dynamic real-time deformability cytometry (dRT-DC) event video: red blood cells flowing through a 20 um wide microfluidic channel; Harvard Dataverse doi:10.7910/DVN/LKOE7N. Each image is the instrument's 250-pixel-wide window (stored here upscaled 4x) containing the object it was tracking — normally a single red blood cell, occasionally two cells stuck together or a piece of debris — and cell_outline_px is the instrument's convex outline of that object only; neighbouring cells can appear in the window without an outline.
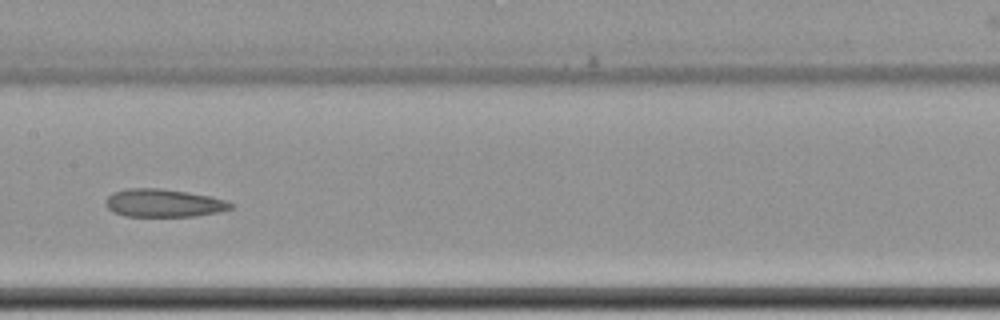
{"species": "common noctule bat (a hibernating species)", "species_latin": "Nyctalus noctula", "temperature_condition": "cold", "stored_images_in_passage": 11, "camera_frame_rate_fps": 3000, "um_per_image_px": 0.085, "animal": {"sex": "female", "body_mass_g": 22.7, "forearm_length_mm": 54.2}, "frame": {"image": 1, "passage_image": 10, "time_ms": 12.0, "image_size_px": [1000, 320], "cell_outline_px": [[236, 208], [220, 212], [196, 216], [124, 216], [112, 212], [104, 204], [104, 200], [112, 192], [128, 188], [160, 188], [188, 192], [228, 200], [236, 204]], "centroid_in_image_um": [13.94, 17.26], "position_along_channel_um": 193.5, "area_um2": 20.81}}
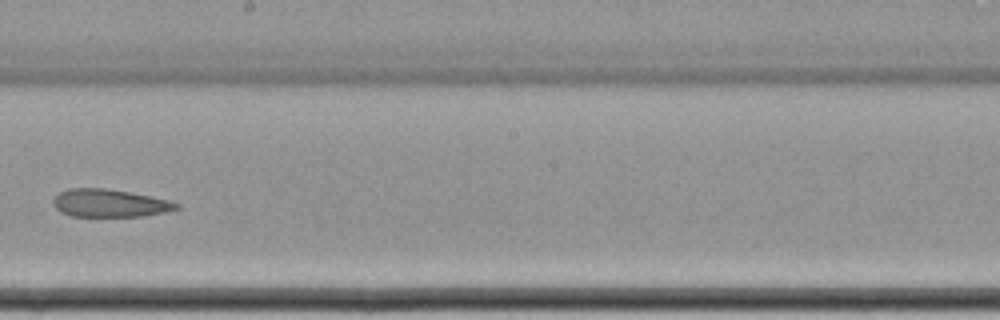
{"frame": {"image": 2, "passage_image": 11, "time_ms": 13.333, "image_size_px": [1000, 320], "cell_outline_px": [[180, 208], [164, 212], [144, 216], [72, 216], [60, 212], [52, 204], [52, 200], [60, 192], [68, 188], [104, 188], [152, 196], [168, 200], [180, 204]], "centroid_in_image_um": [9.31, 17.27], "position_along_channel_um": 238.9, "area_um2": 19.94}}